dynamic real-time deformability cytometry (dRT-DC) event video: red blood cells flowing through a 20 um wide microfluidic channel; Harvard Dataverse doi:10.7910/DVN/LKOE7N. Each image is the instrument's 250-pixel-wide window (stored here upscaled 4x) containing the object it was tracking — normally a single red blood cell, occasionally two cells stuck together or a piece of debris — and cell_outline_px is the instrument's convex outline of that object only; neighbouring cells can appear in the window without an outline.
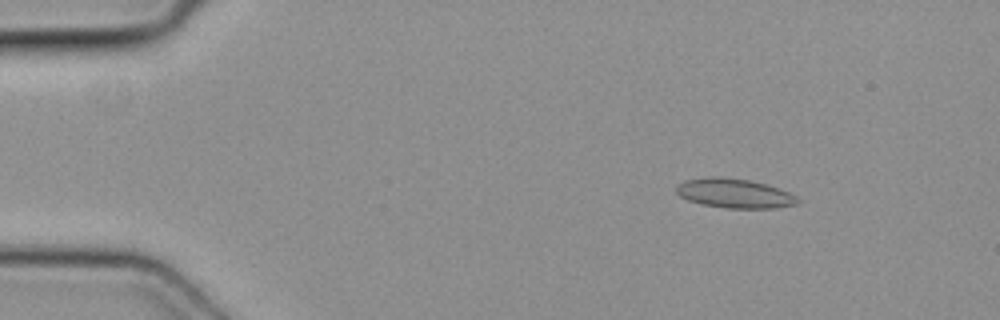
{"species": "common noctule bat (a hibernating species)", "species_latin": "Nyctalus noctula", "temperature_condition": "cold", "stored_images_in_passage": 50, "camera_frame_rate_fps": 3000, "um_per_image_px": 0.085, "animal": {"sex": "female", "body_mass_g": 19.3, "forearm_length_mm": 54.1}, "frame": {"image": 1, "passage_image": 6, "time_ms": 1.667, "image_size_px": [1000, 320], "cell_outline_px": [[800, 200], [796, 204], [776, 208], [728, 208], [704, 204], [688, 200], [680, 196], [676, 192], [676, 184], [684, 180], [712, 176], [720, 176], [748, 180], [764, 184], [788, 192], [796, 196]], "centroid_in_image_um": [62.39, 16.43], "position_along_channel_um": 22.6, "area_um2": 20.58}}
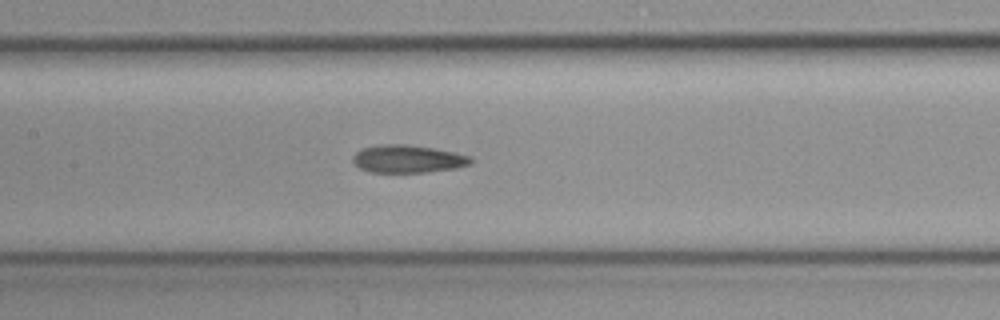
{"frame": {"image": 2, "passage_image": 23, "time_ms": 7.333, "image_size_px": [1000, 320], "cell_outline_px": [[472, 164], [456, 168], [424, 172], [372, 172], [360, 168], [352, 160], [356, 152], [364, 148], [380, 144], [404, 144], [432, 148], [452, 152], [468, 156], [472, 160]], "centroid_in_image_um": [34.66, 13.51], "position_along_channel_um": 172.7, "area_um2": 18.73}}
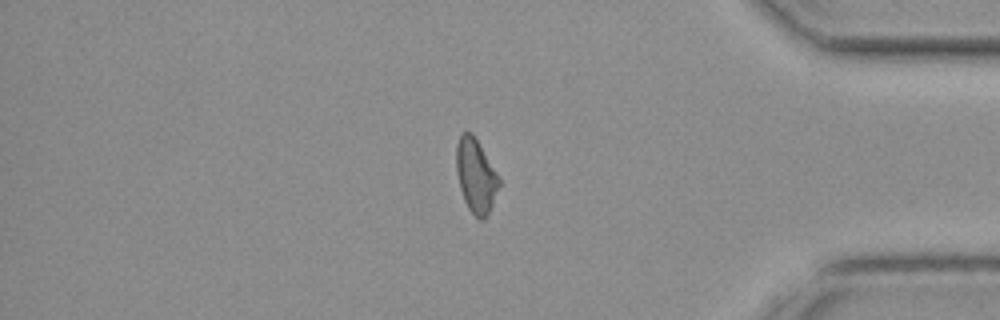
{"frame": {"image": 3, "passage_image": 41, "time_ms": 13.333, "image_size_px": [1000, 320], "cell_outline_px": [[500, 184], [492, 204], [484, 220], [476, 220], [468, 208], [464, 200], [460, 188], [456, 172], [456, 144], [460, 136], [464, 132], [472, 132], [500, 176]], "centroid_in_image_um": [40.45, 14.95], "position_along_channel_um": 394.8, "area_um2": 18.55}}